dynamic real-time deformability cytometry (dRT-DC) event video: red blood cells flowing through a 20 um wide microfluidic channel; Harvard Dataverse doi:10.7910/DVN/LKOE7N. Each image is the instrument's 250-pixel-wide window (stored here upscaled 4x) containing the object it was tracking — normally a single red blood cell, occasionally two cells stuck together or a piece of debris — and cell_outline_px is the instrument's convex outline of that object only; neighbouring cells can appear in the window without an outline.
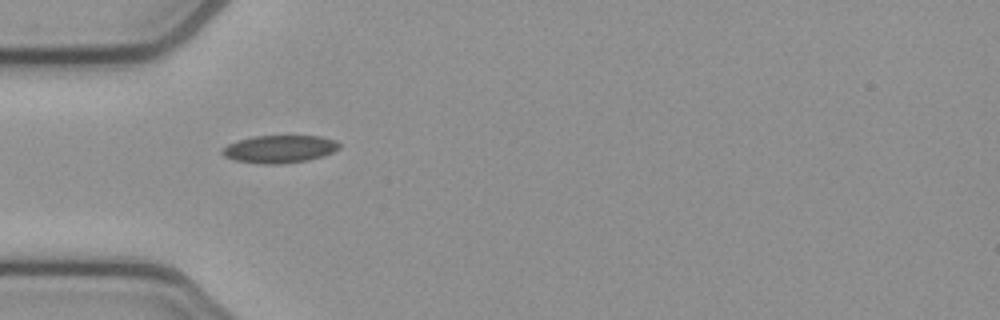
{"species": "common noctule bat (a hibernating species)", "species_latin": "Nyctalus noctula", "temperature_condition": "cold", "stored_images_in_passage": 38, "camera_frame_rate_fps": 3000, "um_per_image_px": 0.085, "animal": {"sex": "female", "body_mass_g": 21.9}, "frame": {"image": 1, "passage_image": 1, "time_ms": 0.0, "image_size_px": [1000, 320], "cell_outline_px": [[340, 148], [324, 156], [308, 160], [284, 164], [260, 164], [236, 160], [224, 156], [220, 152], [228, 144], [252, 136], [320, 136], [336, 140], [340, 144]], "centroid_in_image_um": [23.79, 12.67], "position_along_channel_um": 61.2, "area_um2": 18.9}}
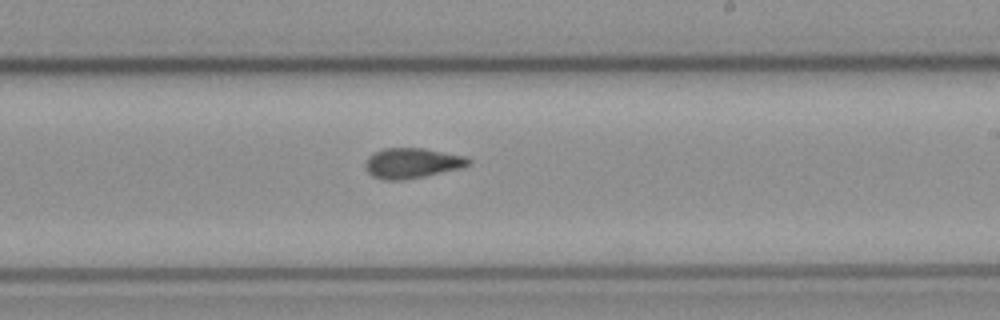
{"frame": {"image": 2, "passage_image": 16, "time_ms": 5.0, "image_size_px": [1000, 320], "cell_outline_px": [[472, 164], [464, 168], [404, 180], [384, 180], [372, 176], [364, 168], [364, 164], [368, 156], [372, 152], [384, 148], [424, 148], [468, 156], [472, 160]], "centroid_in_image_um": [35.06, 13.86], "position_along_channel_um": 253.9, "area_um2": 18.67}}
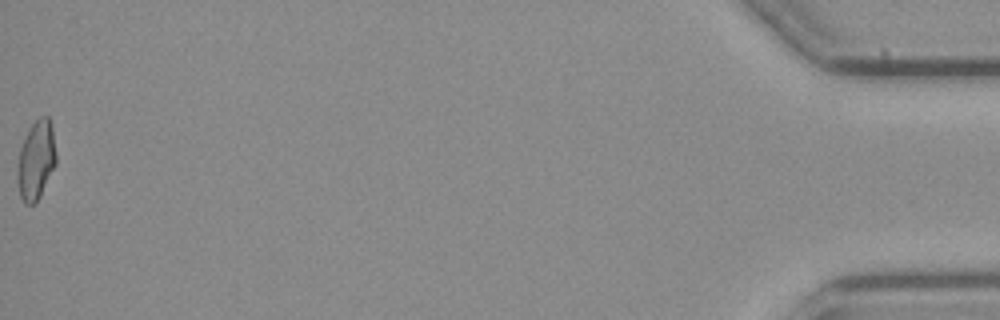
{"frame": {"image": 3, "passage_image": 38, "time_ms": 12.333, "image_size_px": [1000, 320], "cell_outline_px": [[56, 164], [36, 204], [24, 204], [20, 196], [16, 180], [16, 176], [20, 148], [28, 128], [40, 116], [48, 116], [52, 128], [56, 152]], "centroid_in_image_um": [3.05, 13.64], "position_along_channel_um": 432.1, "area_um2": 17.98}, "authors_computed_cell_mechanics": {"area_um2": 17.9758, "velocity_mm_per_s": 3.8798, "shape_relaxation_time_tau1_ms": null, "shape_relaxation_time_tau2_ms": 2.3765, "deformation_change_tau1": null, "deformation_change_tau2": 0.0865}}